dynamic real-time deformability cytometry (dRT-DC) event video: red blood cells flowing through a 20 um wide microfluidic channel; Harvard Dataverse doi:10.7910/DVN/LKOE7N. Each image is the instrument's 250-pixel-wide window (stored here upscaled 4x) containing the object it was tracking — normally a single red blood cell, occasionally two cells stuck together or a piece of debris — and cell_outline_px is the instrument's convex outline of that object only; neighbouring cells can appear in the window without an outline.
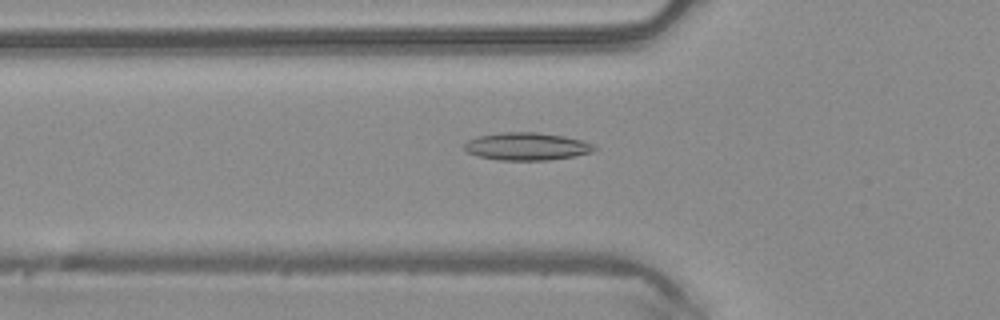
{"species": "common noctule bat (a hibernating species)", "species_latin": "Nyctalus noctula", "temperature_condition": "warm", "stored_images_in_passage": 49, "camera_frame_rate_fps": 3000, "um_per_image_px": 0.085, "animal": {"sex": "male", "body_mass_g": 20.4}, "frame": {"image": 1, "passage_image": 17, "time_ms": 5.333, "image_size_px": [1000, 320], "cell_outline_px": [[600, 148], [592, 152], [576, 156], [548, 160], [500, 160], [480, 156], [468, 152], [464, 148], [464, 144], [468, 140], [480, 136], [500, 132], [536, 132], [564, 136], [580, 140], [592, 144]], "centroid_in_image_um": [44.82, 12.44], "position_along_channel_um": 81.0, "area_um2": 20.87}}
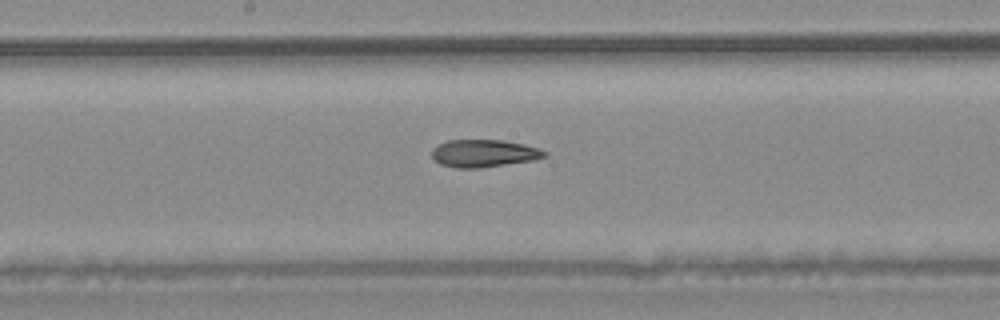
{"frame": {"image": 2, "passage_image": 26, "time_ms": 8.333, "image_size_px": [1000, 320], "cell_outline_px": [[548, 156], [532, 160], [480, 168], [456, 168], [440, 164], [432, 160], [432, 148], [448, 140], [504, 140], [524, 144], [540, 148], [548, 152]], "centroid_in_image_um": [41.13, 13.03], "position_along_channel_um": 207.1, "area_um2": 18.21}}
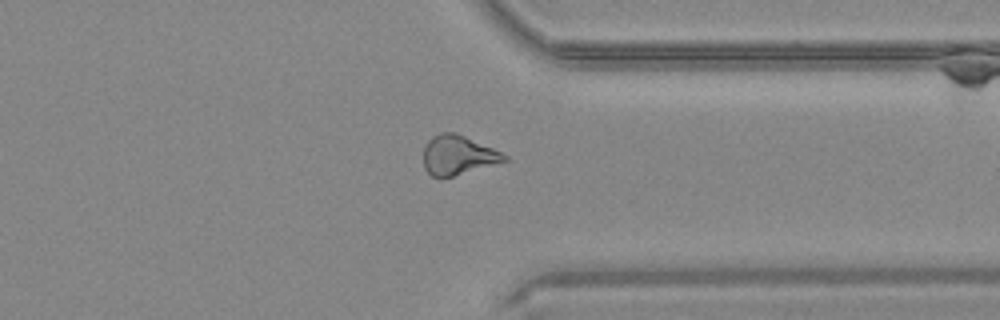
{"frame": {"image": 3, "passage_image": 38, "time_ms": 12.333, "image_size_px": [1000, 320], "cell_outline_px": [[508, 160], [452, 176], [432, 176], [424, 168], [424, 148], [428, 140], [432, 136], [440, 132], [456, 132], [492, 148], [508, 156]], "centroid_in_image_um": [38.9, 13.16], "position_along_channel_um": 372.5, "area_um2": 18.21}, "authors_computed_cell_mechanics": {"area_um2": 19.3052, "velocity_mm_per_s": 4.1815, "shape_relaxation_time_tau1_ms": null, "shape_relaxation_time_tau2_ms": 3.4846, "deformation_change_tau1": null, "deformation_change_tau2": 0.1202}}